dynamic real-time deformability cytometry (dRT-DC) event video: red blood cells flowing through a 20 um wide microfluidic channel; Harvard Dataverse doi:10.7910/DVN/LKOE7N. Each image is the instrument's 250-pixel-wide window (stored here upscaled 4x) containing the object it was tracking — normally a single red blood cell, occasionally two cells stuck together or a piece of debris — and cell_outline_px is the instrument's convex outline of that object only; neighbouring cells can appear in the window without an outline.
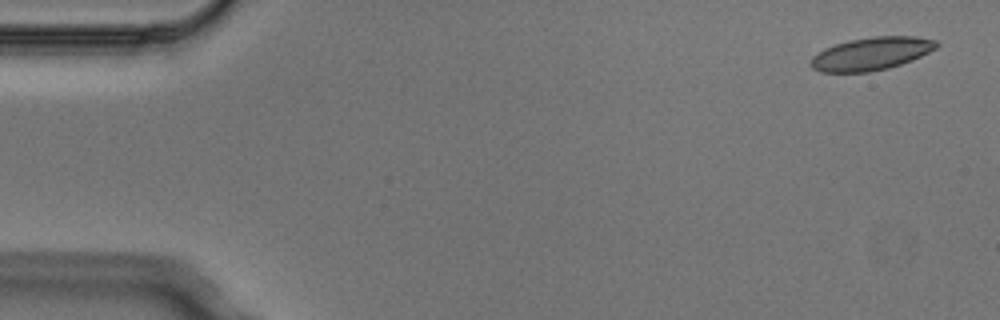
{"species": "Egyptian fruit bat (a non-hibernating species)", "species_latin": "Rousettus aegyptiacus", "temperature_condition": "cold", "stored_images_in_passage": 4, "camera_frame_rate_fps": 3000, "um_per_image_px": 0.085, "animal": {"sex": "male"}, "frame": {"image": 1, "passage_image": 1, "time_ms": 0.0, "image_size_px": [1000, 320], "cell_outline_px": [[940, 44], [936, 48], [912, 60], [888, 68], [868, 72], [820, 72], [812, 68], [808, 64], [812, 56], [824, 48], [848, 40], [872, 36], [916, 36], [936, 40]], "centroid_in_image_um": [74.03, 4.56], "position_along_channel_um": 11.0, "area_um2": 24.22}}